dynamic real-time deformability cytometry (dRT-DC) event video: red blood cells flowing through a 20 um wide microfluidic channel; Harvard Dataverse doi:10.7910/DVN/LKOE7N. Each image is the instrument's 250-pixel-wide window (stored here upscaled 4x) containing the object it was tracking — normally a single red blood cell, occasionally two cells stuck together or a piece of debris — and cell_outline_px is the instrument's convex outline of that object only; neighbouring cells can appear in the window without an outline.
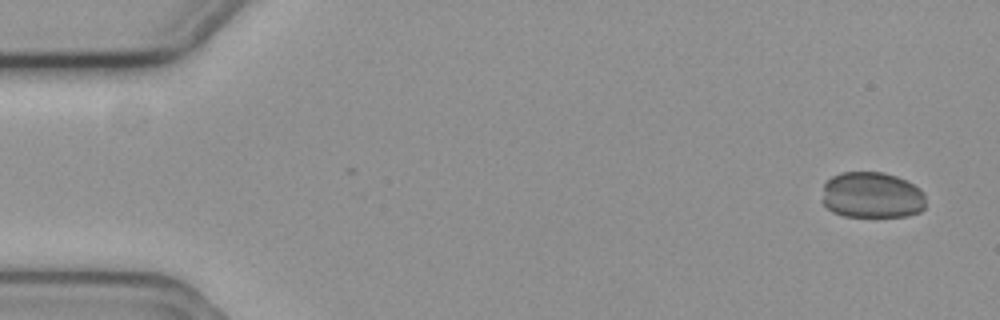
{"species": "common noctule bat (a hibernating species)", "species_latin": "Nyctalus noctula", "temperature_condition": "cold", "stored_images_in_passage": 6, "camera_frame_rate_fps": 3000, "um_per_image_px": 0.085, "animal": {"sex": "female", "body_mass_g": 19.3, "forearm_length_mm": 54.1}, "frame": {"image": 1, "passage_image": 1, "time_ms": 0.0, "image_size_px": [1000, 320], "cell_outline_px": [[924, 208], [920, 212], [908, 216], [844, 216], [832, 212], [820, 200], [824, 184], [832, 176], [840, 172], [884, 172], [896, 176], [920, 188], [924, 192]], "centroid_in_image_um": [74.09, 16.58], "position_along_channel_um": 10.9, "area_um2": 28.09}}